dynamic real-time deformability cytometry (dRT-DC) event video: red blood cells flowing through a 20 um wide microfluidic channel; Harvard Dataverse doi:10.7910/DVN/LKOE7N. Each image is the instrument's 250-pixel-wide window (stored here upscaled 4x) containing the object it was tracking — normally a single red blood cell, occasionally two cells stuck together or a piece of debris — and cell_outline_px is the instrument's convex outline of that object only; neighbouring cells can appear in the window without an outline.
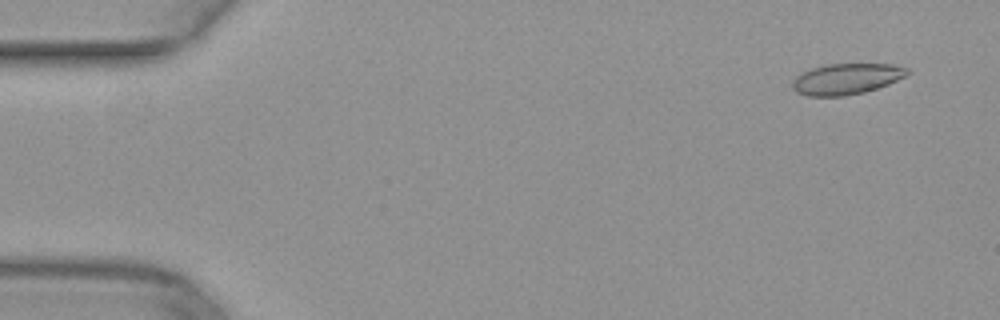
{"species": "common noctule bat (a hibernating species)", "species_latin": "Nyctalus noctula", "temperature_condition": "warm", "stored_images_in_passage": 9, "camera_frame_rate_fps": 3000, "um_per_image_px": 0.085, "animal": {"sex": "female", "body_mass_g": 29.2, "forearm_length_mm": 56.3}, "frame": {"image": 1, "passage_image": 1, "time_ms": 0.0, "image_size_px": [1000, 320], "cell_outline_px": [[912, 72], [888, 84], [864, 92], [844, 96], [808, 96], [796, 92], [792, 88], [792, 80], [796, 76], [812, 68], [828, 64], [892, 64], [908, 68]], "centroid_in_image_um": [71.94, 6.71], "position_along_channel_um": 13.1, "area_um2": 20.63}}